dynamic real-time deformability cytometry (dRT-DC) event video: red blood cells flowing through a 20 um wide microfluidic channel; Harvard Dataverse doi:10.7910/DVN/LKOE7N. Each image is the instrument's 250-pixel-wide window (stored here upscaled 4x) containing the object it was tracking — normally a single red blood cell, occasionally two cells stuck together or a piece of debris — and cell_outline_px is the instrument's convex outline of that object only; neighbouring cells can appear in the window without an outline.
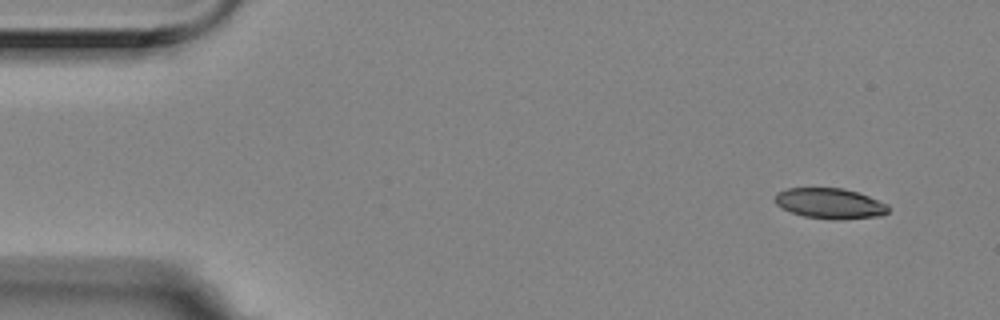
{"species": "Egyptian fruit bat (a non-hibernating species)", "species_latin": "Rousettus aegyptiacus", "temperature_condition": "room temperature", "stored_images_in_passage": 6, "camera_frame_rate_fps": 3000, "um_per_image_px": 0.085, "animal": {"sex": "female"}, "frame": {"image": 1, "passage_image": 2, "time_ms": 0.333, "image_size_px": [1000, 320], "cell_outline_px": [[888, 212], [880, 216], [840, 220], [832, 220], [804, 216], [792, 212], [776, 204], [776, 192], [788, 188], [844, 188], [868, 196], [888, 204]], "centroid_in_image_um": [70.56, 17.3], "position_along_channel_um": 14.4, "area_um2": 20.06}}
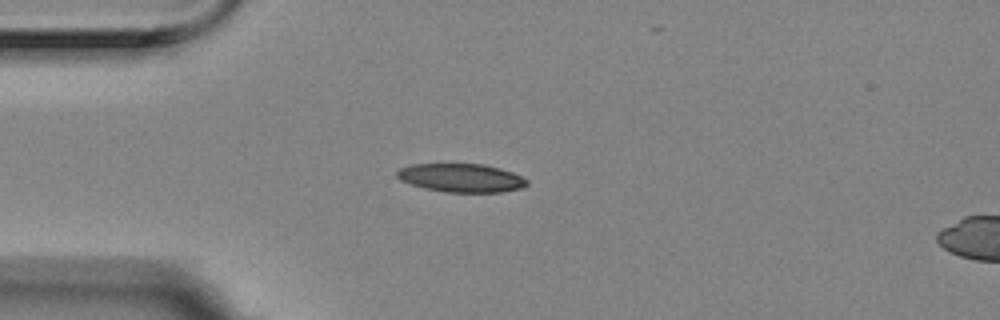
{"frame": {"image": 2, "passage_image": 5, "time_ms": 1.333, "image_size_px": [1000, 320], "cell_outline_px": [[528, 184], [520, 188], [500, 192], [444, 192], [424, 188], [400, 180], [396, 176], [396, 172], [400, 168], [412, 164], [484, 164], [500, 168], [512, 172], [528, 180]], "centroid_in_image_um": [39.19, 15.11], "position_along_channel_um": 45.8, "area_um2": 21.5}}